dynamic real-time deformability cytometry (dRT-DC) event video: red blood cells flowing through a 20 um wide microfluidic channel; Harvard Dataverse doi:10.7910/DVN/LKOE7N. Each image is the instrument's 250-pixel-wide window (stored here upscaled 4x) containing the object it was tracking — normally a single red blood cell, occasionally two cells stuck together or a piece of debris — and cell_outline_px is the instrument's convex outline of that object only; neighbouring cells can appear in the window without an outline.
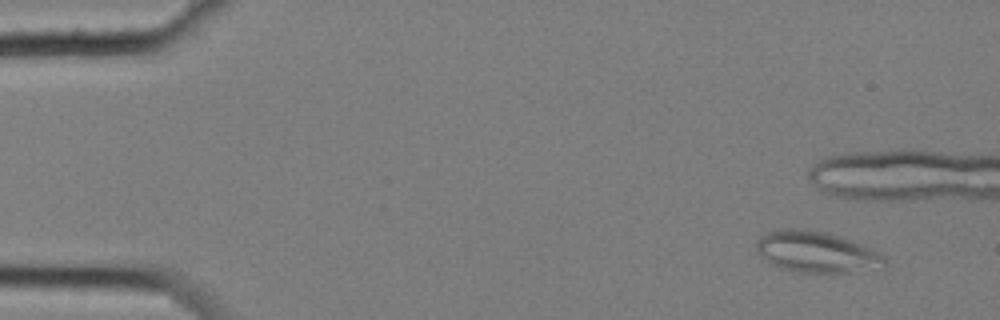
{"species": "common noctule bat (a hibernating species)", "species_latin": "Nyctalus noctula", "temperature_condition": "cold", "stored_images_in_passage": 6, "camera_frame_rate_fps": 3000, "um_per_image_px": 0.085, "animal": {"sex": "female", "body_mass_g": 25.1}, "frame": {"image": 1, "passage_image": 2, "time_ms": 0.333, "image_size_px": [1000, 320], "cell_outline_px": [[888, 264], [884, 268], [848, 272], [796, 272], [780, 268], [772, 264], [756, 252], [756, 244], [760, 236], [768, 232], [780, 228], [800, 228], [828, 232], [840, 236], [876, 252]], "centroid_in_image_um": [69.34, 21.41], "position_along_channel_um": 15.7, "area_um2": 30.52}}